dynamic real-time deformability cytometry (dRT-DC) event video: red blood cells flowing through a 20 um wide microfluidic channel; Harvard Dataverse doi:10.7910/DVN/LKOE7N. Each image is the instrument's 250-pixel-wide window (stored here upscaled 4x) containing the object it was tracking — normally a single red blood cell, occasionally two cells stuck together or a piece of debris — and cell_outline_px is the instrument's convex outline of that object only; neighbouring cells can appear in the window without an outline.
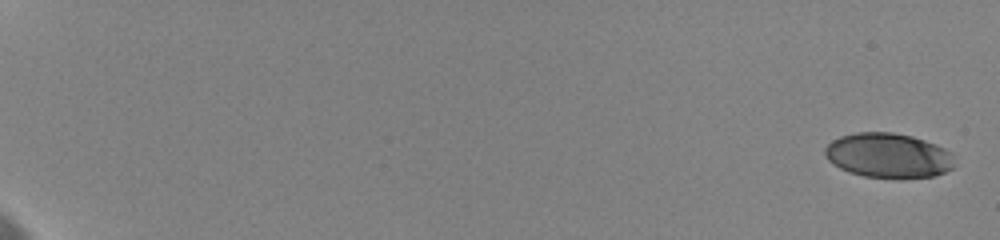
{"species": "human", "species_latin": "Homo sapiens", "temperature_condition": "cold", "stored_images_in_passage": 59, "camera_frame_rate_fps": 3000, "um_per_image_px": 0.085, "donor": {"sex": "female"}, "frame": {"image": 1, "passage_image": 1, "time_ms": 0.0, "image_size_px": [1000, 240], "cell_outline_px": [[952, 168], [944, 172], [932, 176], [864, 176], [848, 172], [832, 164], [828, 160], [824, 152], [824, 148], [832, 140], [840, 136], [856, 132], [892, 132], [912, 136], [936, 144], [952, 152]], "centroid_in_image_um": [75.46, 13.18], "position_along_channel_um": 9.5, "area_um2": 33.23}}
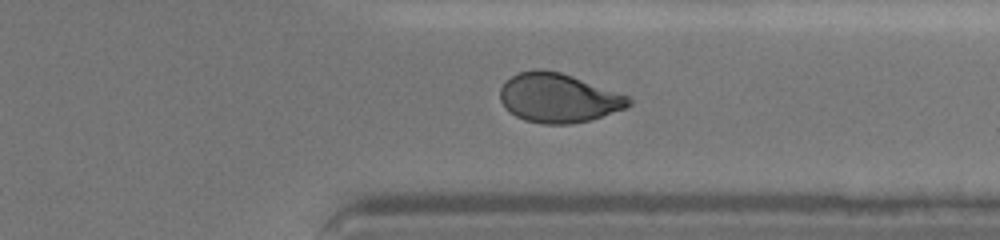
{"frame": {"image": 2, "passage_image": 43, "time_ms": 16.0, "image_size_px": [1000, 240], "cell_outline_px": [[632, 104], [628, 108], [592, 120], [572, 124], [540, 124], [524, 120], [508, 112], [504, 108], [500, 100], [500, 88], [512, 76], [520, 72], [536, 68], [544, 68], [560, 72], [572, 76], [628, 96], [632, 100]], "centroid_in_image_um": [47.46, 8.34], "position_along_channel_um": 363.9, "area_um2": 37.17}}
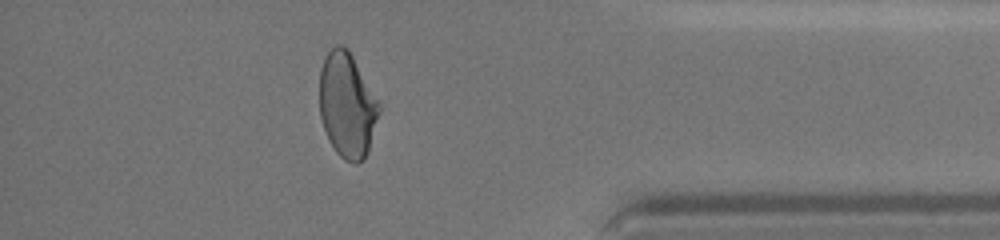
{"frame": {"image": 3, "passage_image": 50, "time_ms": 17.667, "image_size_px": [1000, 240], "cell_outline_px": [[380, 112], [368, 152], [364, 160], [356, 164], [344, 160], [336, 152], [328, 140], [320, 116], [320, 68], [324, 56], [336, 44], [340, 44], [348, 48], [380, 104]], "centroid_in_image_um": [29.5, 8.95], "position_along_channel_um": 405.7, "area_um2": 36.59}, "authors_computed_cell_mechanics": {"area_um2": 37.3966, "velocity_mm_per_s": 3.6042, "shape_relaxation_time_tau1_ms": 5.5453, "shape_relaxation_time_tau2_ms": 2.2297, "deformation_change_tau1": 0.1665, "deformation_change_tau2": 0.0598}}